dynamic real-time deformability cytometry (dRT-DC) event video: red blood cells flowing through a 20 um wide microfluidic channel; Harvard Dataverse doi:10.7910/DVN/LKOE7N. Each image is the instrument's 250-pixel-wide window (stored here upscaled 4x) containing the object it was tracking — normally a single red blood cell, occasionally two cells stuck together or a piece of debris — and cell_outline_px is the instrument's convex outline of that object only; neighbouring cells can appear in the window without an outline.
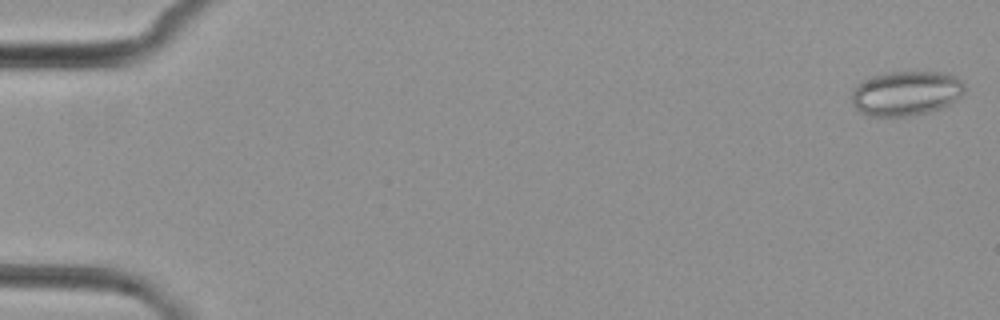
{"species": "common noctule bat (a hibernating species)", "species_latin": "Nyctalus noctula", "temperature_condition": "cold", "stored_images_in_passage": 8, "camera_frame_rate_fps": 3000, "um_per_image_px": 0.085, "animal": {"sex": "female", "body_mass_g": 29.2, "forearm_length_mm": 56.3}, "frame": {"image": 1, "passage_image": 1, "time_ms": 0.0, "image_size_px": [1000, 320], "cell_outline_px": [[964, 92], [956, 100], [940, 108], [908, 116], [868, 116], [860, 112], [852, 104], [852, 88], [860, 80], [872, 76], [888, 72], [944, 72], [956, 76], [964, 84]], "centroid_in_image_um": [76.97, 7.91], "position_along_channel_um": 8.0, "area_um2": 29.48}}
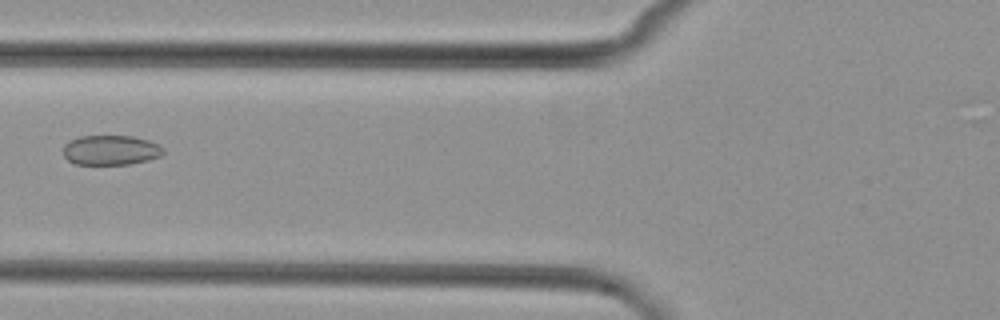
{"frame": {"image": 2, "passage_image": 7, "time_ms": 7.0, "image_size_px": [1000, 320], "cell_outline_px": [[164, 152], [160, 156], [148, 160], [128, 164], [76, 164], [68, 160], [64, 156], [64, 144], [80, 136], [132, 136], [148, 140], [160, 144], [164, 148]], "centroid_in_image_um": [9.44, 12.76], "position_along_channel_um": 116.4, "area_um2": 17.34}}
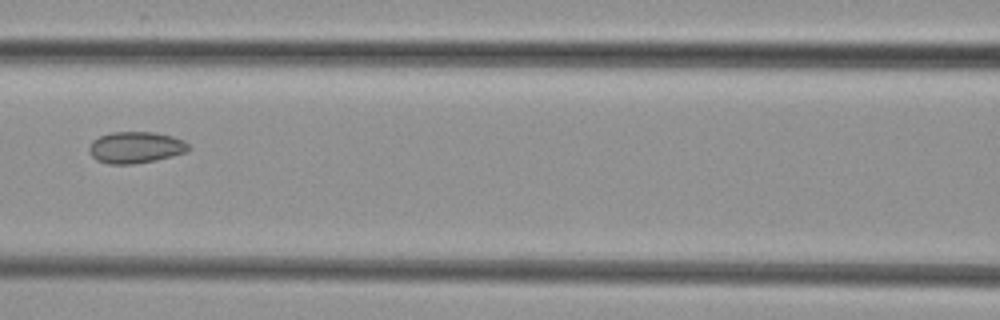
{"frame": {"image": 3, "passage_image": 8, "time_ms": 8.0, "image_size_px": [1000, 320], "cell_outline_px": [[192, 148], [188, 152], [156, 160], [132, 164], [108, 164], [96, 160], [88, 152], [88, 148], [92, 140], [100, 136], [112, 132], [156, 132], [172, 136], [184, 140]], "centroid_in_image_um": [11.54, 12.53], "position_along_channel_um": 155.1, "area_um2": 18.5}}